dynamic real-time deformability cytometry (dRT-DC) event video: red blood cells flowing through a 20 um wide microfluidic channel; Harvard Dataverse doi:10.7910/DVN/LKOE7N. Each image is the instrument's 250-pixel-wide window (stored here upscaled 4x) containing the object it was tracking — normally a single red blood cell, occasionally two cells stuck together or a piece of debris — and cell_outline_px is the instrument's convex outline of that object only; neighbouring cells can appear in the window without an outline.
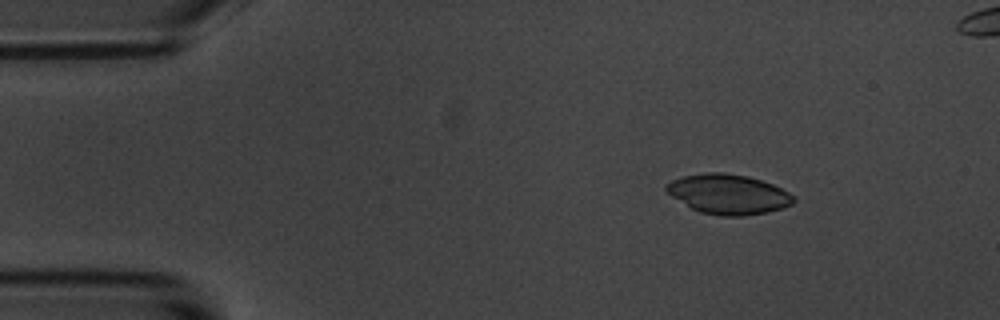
{"species": "common noctule bat (a hibernating species)", "species_latin": "Nyctalus noctula", "temperature_condition": "room temperature", "stored_images_in_passage": 8, "camera_frame_rate_fps": 3000, "um_per_image_px": 0.085, "animal": {"sex": "male", "body_mass_g": 20.1, "forearm_length_mm": 53.5}, "frame": {"image": 1, "passage_image": 2, "time_ms": 1.333, "image_size_px": [1000, 320], "cell_outline_px": [[796, 200], [792, 204], [784, 208], [768, 212], [744, 216], [720, 216], [700, 212], [692, 208], [672, 196], [664, 188], [664, 184], [672, 180], [684, 176], [704, 172], [724, 172], [748, 176], [772, 184], [796, 196]], "centroid_in_image_um": [61.93, 16.5], "position_along_channel_um": 23.1, "area_um2": 29.65}}